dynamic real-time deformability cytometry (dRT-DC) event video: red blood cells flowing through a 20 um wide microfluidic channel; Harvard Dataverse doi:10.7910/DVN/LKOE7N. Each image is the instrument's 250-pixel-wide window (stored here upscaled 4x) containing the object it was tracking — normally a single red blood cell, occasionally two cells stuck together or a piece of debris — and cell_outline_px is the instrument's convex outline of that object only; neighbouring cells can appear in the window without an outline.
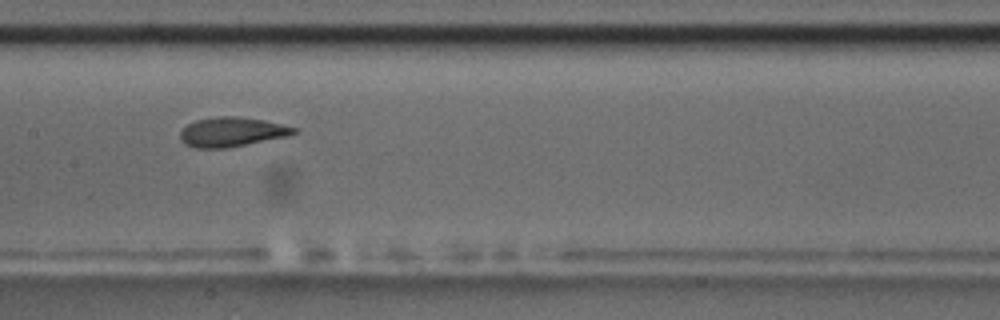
{"species": "common noctule bat (a hibernating species)", "species_latin": "Nyctalus noctula", "temperature_condition": "room temperature", "stored_images_in_passage": 6, "camera_frame_rate_fps": 3000, "um_per_image_px": 0.085, "animal": {"sex": "male", "body_mass_g": 17.5, "forearm_length_mm": 52.3}, "frame": {"image": 1, "passage_image": 5, "time_ms": 4.667, "image_size_px": [1000, 320], "cell_outline_px": [[296, 132], [288, 136], [228, 148], [196, 148], [184, 144], [180, 140], [180, 132], [188, 124], [196, 120], [216, 116], [236, 116], [264, 120], [296, 128]], "centroid_in_image_um": [19.67, 11.22], "position_along_channel_um": 187.7, "area_um2": 19.48}}